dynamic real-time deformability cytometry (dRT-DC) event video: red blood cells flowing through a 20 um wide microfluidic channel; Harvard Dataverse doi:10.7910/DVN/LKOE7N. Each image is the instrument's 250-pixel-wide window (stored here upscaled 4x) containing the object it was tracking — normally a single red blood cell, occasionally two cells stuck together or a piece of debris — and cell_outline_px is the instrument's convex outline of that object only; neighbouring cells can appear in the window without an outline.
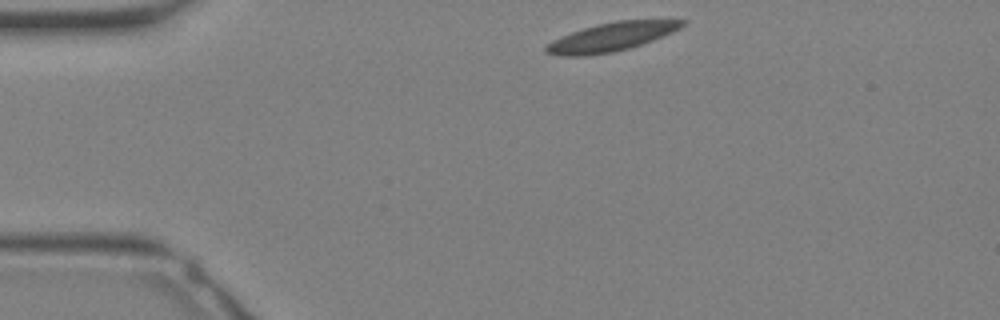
{"species": "Egyptian fruit bat (a non-hibernating species)", "species_latin": "Rousettus aegyptiacus", "temperature_condition": "warm", "stored_images_in_passage": 13, "camera_frame_rate_fps": 3000, "um_per_image_px": 0.085, "animal": {"sex": "female"}, "frame": {"image": 1, "passage_image": 1, "time_ms": 0.0, "image_size_px": [1000, 320], "cell_outline_px": [[684, 24], [680, 28], [672, 32], [652, 40], [628, 48], [612, 52], [584, 56], [560, 56], [544, 52], [544, 48], [552, 40], [572, 32], [596, 24], [616, 20], [684, 20]], "centroid_in_image_um": [51.91, 3.14], "position_along_channel_um": 33.1, "area_um2": 22.37}}
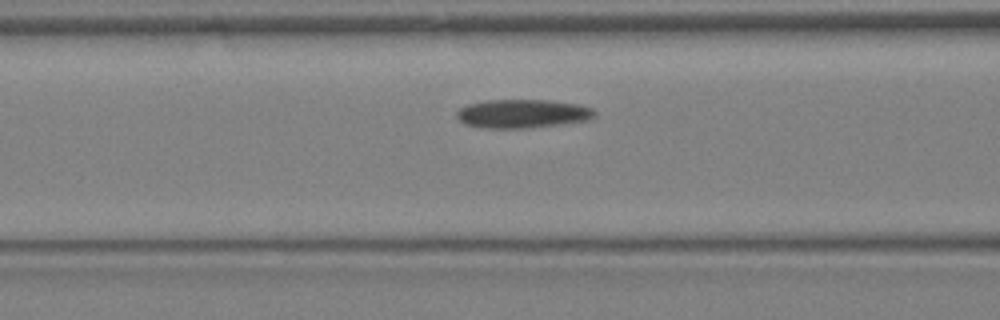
{"frame": {"image": 2, "passage_image": 8, "time_ms": 2.333, "image_size_px": [1000, 320], "cell_outline_px": [[596, 116], [588, 120], [528, 128], [480, 128], [464, 124], [456, 116], [456, 112], [460, 108], [468, 104], [484, 100], [552, 100], [580, 104], [592, 108], [596, 112]], "centroid_in_image_um": [44.41, 9.66], "position_along_channel_um": 122.2, "area_um2": 23.24}}
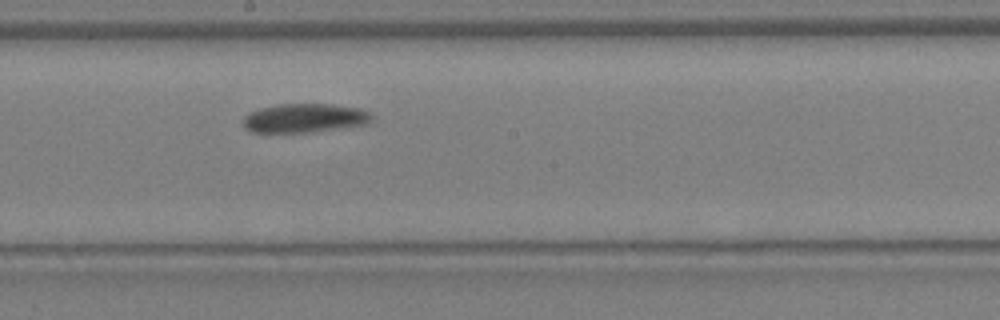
{"frame": {"image": 3, "passage_image": 13, "time_ms": 4.0, "image_size_px": [1000, 320], "cell_outline_px": [[372, 120], [368, 124], [308, 132], [252, 132], [244, 128], [244, 116], [248, 112], [260, 108], [276, 104], [332, 104], [360, 108], [372, 112]], "centroid_in_image_um": [25.9, 10.02], "position_along_channel_um": 222.3, "area_um2": 21.79}}